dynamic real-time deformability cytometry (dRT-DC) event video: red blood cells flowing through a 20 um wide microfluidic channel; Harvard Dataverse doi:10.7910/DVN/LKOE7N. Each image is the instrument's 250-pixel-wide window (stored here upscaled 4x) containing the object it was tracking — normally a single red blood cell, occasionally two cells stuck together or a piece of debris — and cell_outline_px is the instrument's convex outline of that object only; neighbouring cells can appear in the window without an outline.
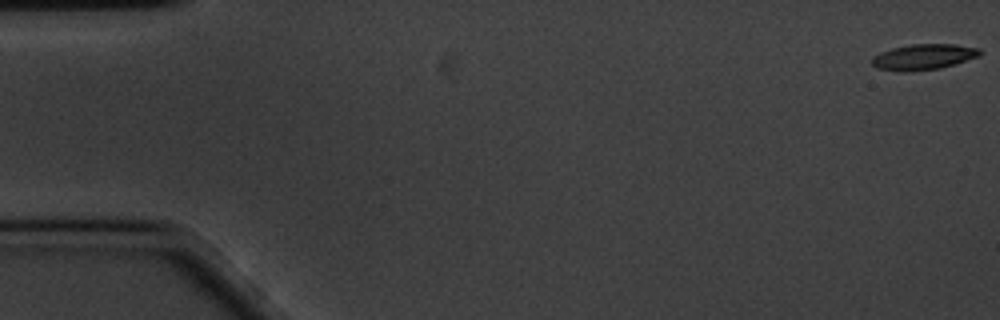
{"species": "common noctule bat (a hibernating species)", "species_latin": "Nyctalus noctula", "temperature_condition": "cold", "stored_images_in_passage": 60, "camera_frame_rate_fps": 3000, "um_per_image_px": 0.085, "animal": {"sex": "male", "body_mass_g": 20.1, "forearm_length_mm": 53.5}, "frame": {"image": 1, "passage_image": 1, "time_ms": 0.0, "image_size_px": [1000, 320], "cell_outline_px": [[980, 56], [940, 68], [908, 72], [896, 72], [876, 68], [872, 64], [872, 56], [880, 52], [892, 48], [912, 44], [956, 44], [980, 48]], "centroid_in_image_um": [78.46, 4.84], "position_along_channel_um": 6.5, "area_um2": 16.3}}
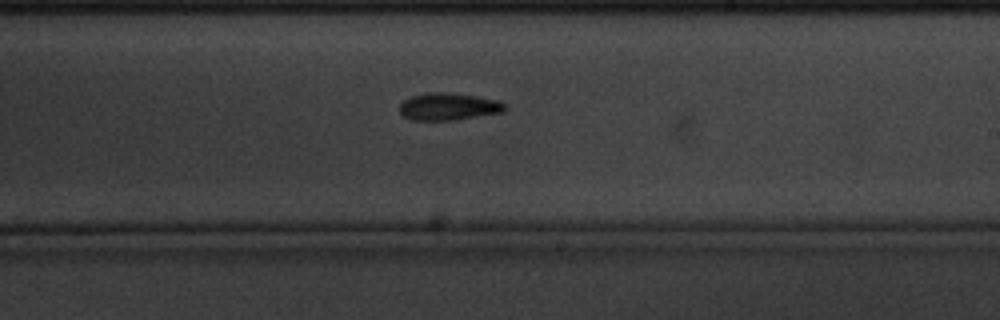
{"frame": {"image": 2, "passage_image": 35, "time_ms": 11.333, "image_size_px": [1000, 320], "cell_outline_px": [[508, 104], [504, 112], [452, 120], [408, 120], [400, 112], [400, 104], [404, 100], [412, 96], [424, 92], [444, 92], [476, 96], [500, 100]], "centroid_in_image_um": [38.14, 9.05], "position_along_channel_um": 250.9, "area_um2": 16.88}}
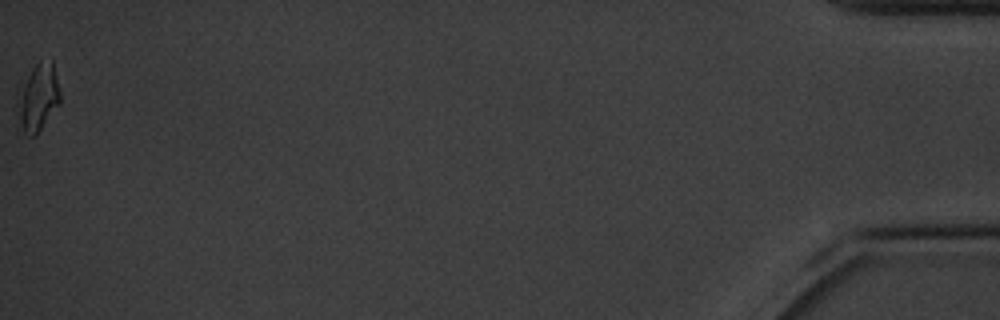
{"frame": {"image": 3, "passage_image": 60, "time_ms": 19.667, "image_size_px": [1000, 320], "cell_outline_px": [[60, 104], [36, 136], [28, 136], [16, 128], [24, 88], [32, 68], [40, 60], [52, 60], [60, 92]], "centroid_in_image_um": [3.3, 8.38], "position_along_channel_um": 431.9, "area_um2": 16.07}, "authors_computed_cell_mechanics": {"area_um2": 16.0684, "velocity_mm_per_s": 3.3636, "shape_relaxation_time_tau1_ms": 3.4601, "shape_relaxation_time_tau2_ms": null, "deformation_change_tau1": 0.0995, "deformation_change_tau2": null}}